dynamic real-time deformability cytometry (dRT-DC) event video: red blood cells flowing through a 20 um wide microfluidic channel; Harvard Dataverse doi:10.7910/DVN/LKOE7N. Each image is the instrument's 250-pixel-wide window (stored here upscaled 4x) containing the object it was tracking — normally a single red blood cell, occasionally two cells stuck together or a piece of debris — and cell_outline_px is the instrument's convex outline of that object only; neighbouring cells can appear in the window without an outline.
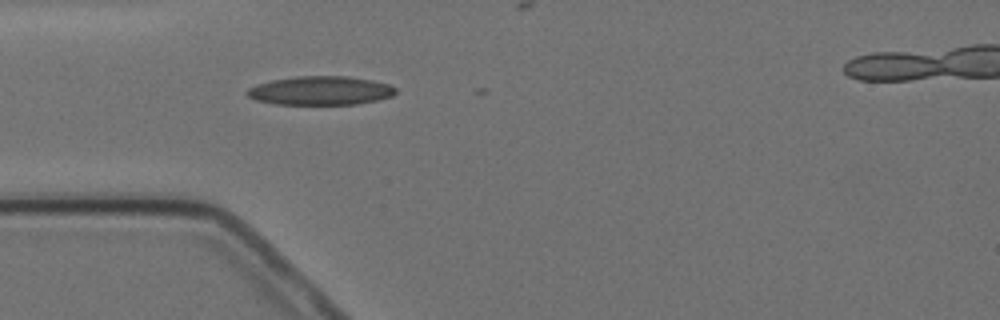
{"species": "Egyptian fruit bat (a non-hibernating species)", "species_latin": "Rousettus aegyptiacus", "temperature_condition": "cold", "stored_images_in_passage": 5, "camera_frame_rate_fps": 3000, "um_per_image_px": 0.085, "animal": {"sex": "female"}, "frame": {"image": 1, "passage_image": 4, "time_ms": 3.333, "image_size_px": [1000, 320], "cell_outline_px": [[396, 92], [392, 96], [376, 100], [356, 104], [276, 104], [256, 100], [248, 96], [244, 92], [248, 88], [256, 84], [272, 80], [296, 76], [348, 76], [372, 80], [388, 84], [396, 88]], "centroid_in_image_um": [27.22, 7.7], "position_along_channel_um": 57.8, "area_um2": 24.91}}